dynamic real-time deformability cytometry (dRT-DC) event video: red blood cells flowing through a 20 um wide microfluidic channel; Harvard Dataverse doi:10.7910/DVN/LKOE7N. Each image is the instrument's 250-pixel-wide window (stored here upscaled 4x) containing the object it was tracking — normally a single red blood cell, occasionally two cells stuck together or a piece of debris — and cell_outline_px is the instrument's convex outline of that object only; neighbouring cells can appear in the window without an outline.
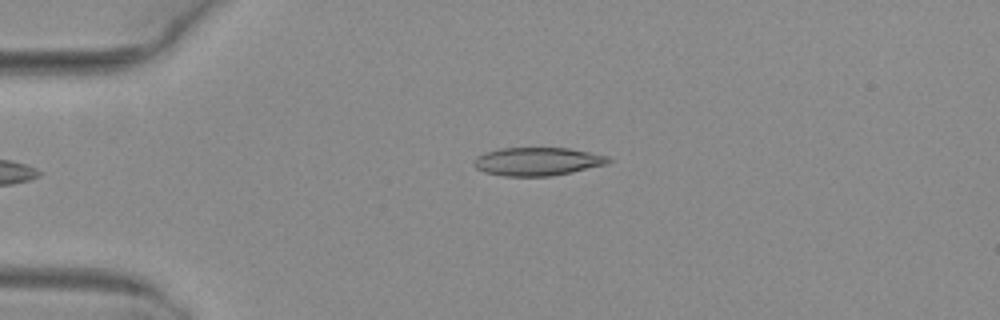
{"species": "common noctule bat (a hibernating species)", "species_latin": "Nyctalus noctula", "temperature_condition": "warm", "stored_images_in_passage": 3, "camera_frame_rate_fps": 3000, "um_per_image_px": 0.085, "animal": {"sex": "female", "body_mass_g": 29.2, "forearm_length_mm": 56.3}, "frame": {"image": 1, "passage_image": 3, "time_ms": 0.667, "image_size_px": [1000, 320], "cell_outline_px": [[612, 160], [608, 164], [572, 172], [552, 176], [504, 176], [484, 172], [476, 168], [472, 164], [476, 156], [500, 148], [568, 148], [608, 156]], "centroid_in_image_um": [45.68, 13.73], "position_along_channel_um": 39.3, "area_um2": 22.14}}